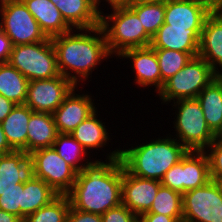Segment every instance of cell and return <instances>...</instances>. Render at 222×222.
I'll return each mask as SVG.
<instances>
[{
	"label": "cell",
	"instance_id": "cell-1",
	"mask_svg": "<svg viewBox=\"0 0 222 222\" xmlns=\"http://www.w3.org/2000/svg\"><path fill=\"white\" fill-rule=\"evenodd\" d=\"M106 154V162L92 160L77 173L72 189L66 194L74 209L102 215L122 203L120 147Z\"/></svg>",
	"mask_w": 222,
	"mask_h": 222
},
{
	"label": "cell",
	"instance_id": "cell-2",
	"mask_svg": "<svg viewBox=\"0 0 222 222\" xmlns=\"http://www.w3.org/2000/svg\"><path fill=\"white\" fill-rule=\"evenodd\" d=\"M51 40L56 52L59 73L76 86L90 79L89 76L97 70V65L102 61L112 58L100 25L87 29H73L52 37Z\"/></svg>",
	"mask_w": 222,
	"mask_h": 222
},
{
	"label": "cell",
	"instance_id": "cell-3",
	"mask_svg": "<svg viewBox=\"0 0 222 222\" xmlns=\"http://www.w3.org/2000/svg\"><path fill=\"white\" fill-rule=\"evenodd\" d=\"M164 137L152 138L151 142H142L139 146L134 145L125 150L120 148L123 167L137 177L161 181L165 173L188 151L170 133Z\"/></svg>",
	"mask_w": 222,
	"mask_h": 222
},
{
	"label": "cell",
	"instance_id": "cell-4",
	"mask_svg": "<svg viewBox=\"0 0 222 222\" xmlns=\"http://www.w3.org/2000/svg\"><path fill=\"white\" fill-rule=\"evenodd\" d=\"M111 13L100 11V27L111 56L132 48L148 47L152 37L145 31L137 14L127 6L111 7Z\"/></svg>",
	"mask_w": 222,
	"mask_h": 222
},
{
	"label": "cell",
	"instance_id": "cell-5",
	"mask_svg": "<svg viewBox=\"0 0 222 222\" xmlns=\"http://www.w3.org/2000/svg\"><path fill=\"white\" fill-rule=\"evenodd\" d=\"M176 119L173 128L174 136L187 150L204 151L216 135L207 126L200 103L195 99H180L171 103ZM177 112V113H176Z\"/></svg>",
	"mask_w": 222,
	"mask_h": 222
},
{
	"label": "cell",
	"instance_id": "cell-6",
	"mask_svg": "<svg viewBox=\"0 0 222 222\" xmlns=\"http://www.w3.org/2000/svg\"><path fill=\"white\" fill-rule=\"evenodd\" d=\"M215 78L217 72L203 58L197 56L168 79L157 95L163 105L180 99H195Z\"/></svg>",
	"mask_w": 222,
	"mask_h": 222
},
{
	"label": "cell",
	"instance_id": "cell-7",
	"mask_svg": "<svg viewBox=\"0 0 222 222\" xmlns=\"http://www.w3.org/2000/svg\"><path fill=\"white\" fill-rule=\"evenodd\" d=\"M8 62L29 81L60 75L56 52L48 37L41 42L12 46Z\"/></svg>",
	"mask_w": 222,
	"mask_h": 222
},
{
	"label": "cell",
	"instance_id": "cell-8",
	"mask_svg": "<svg viewBox=\"0 0 222 222\" xmlns=\"http://www.w3.org/2000/svg\"><path fill=\"white\" fill-rule=\"evenodd\" d=\"M0 29L12 46L44 41L47 37L21 0L0 2Z\"/></svg>",
	"mask_w": 222,
	"mask_h": 222
},
{
	"label": "cell",
	"instance_id": "cell-9",
	"mask_svg": "<svg viewBox=\"0 0 222 222\" xmlns=\"http://www.w3.org/2000/svg\"><path fill=\"white\" fill-rule=\"evenodd\" d=\"M210 178L209 159L205 151L188 150L161 180V185L182 195L206 185Z\"/></svg>",
	"mask_w": 222,
	"mask_h": 222
},
{
	"label": "cell",
	"instance_id": "cell-10",
	"mask_svg": "<svg viewBox=\"0 0 222 222\" xmlns=\"http://www.w3.org/2000/svg\"><path fill=\"white\" fill-rule=\"evenodd\" d=\"M36 178L44 180L58 195H66L76 181L77 171L66 163L52 147L29 154Z\"/></svg>",
	"mask_w": 222,
	"mask_h": 222
},
{
	"label": "cell",
	"instance_id": "cell-11",
	"mask_svg": "<svg viewBox=\"0 0 222 222\" xmlns=\"http://www.w3.org/2000/svg\"><path fill=\"white\" fill-rule=\"evenodd\" d=\"M183 222H222V193L216 181L182 195Z\"/></svg>",
	"mask_w": 222,
	"mask_h": 222
},
{
	"label": "cell",
	"instance_id": "cell-12",
	"mask_svg": "<svg viewBox=\"0 0 222 222\" xmlns=\"http://www.w3.org/2000/svg\"><path fill=\"white\" fill-rule=\"evenodd\" d=\"M76 87L61 74L49 79L29 81L25 105L34 112L53 114Z\"/></svg>",
	"mask_w": 222,
	"mask_h": 222
},
{
	"label": "cell",
	"instance_id": "cell-13",
	"mask_svg": "<svg viewBox=\"0 0 222 222\" xmlns=\"http://www.w3.org/2000/svg\"><path fill=\"white\" fill-rule=\"evenodd\" d=\"M160 186L161 181L137 177L123 167L122 204L137 216L147 213Z\"/></svg>",
	"mask_w": 222,
	"mask_h": 222
},
{
	"label": "cell",
	"instance_id": "cell-14",
	"mask_svg": "<svg viewBox=\"0 0 222 222\" xmlns=\"http://www.w3.org/2000/svg\"><path fill=\"white\" fill-rule=\"evenodd\" d=\"M77 88H74L63 103L53 112L58 133L70 134L97 109L91 94L89 95L85 91L83 94H76Z\"/></svg>",
	"mask_w": 222,
	"mask_h": 222
},
{
	"label": "cell",
	"instance_id": "cell-15",
	"mask_svg": "<svg viewBox=\"0 0 222 222\" xmlns=\"http://www.w3.org/2000/svg\"><path fill=\"white\" fill-rule=\"evenodd\" d=\"M119 59H128L131 63L132 72L135 73L134 80L138 87H155V93L161 90V73L155 50L151 47L132 48L123 51Z\"/></svg>",
	"mask_w": 222,
	"mask_h": 222
},
{
	"label": "cell",
	"instance_id": "cell-16",
	"mask_svg": "<svg viewBox=\"0 0 222 222\" xmlns=\"http://www.w3.org/2000/svg\"><path fill=\"white\" fill-rule=\"evenodd\" d=\"M212 11L196 0H171L165 3L164 23L168 28L203 29Z\"/></svg>",
	"mask_w": 222,
	"mask_h": 222
},
{
	"label": "cell",
	"instance_id": "cell-17",
	"mask_svg": "<svg viewBox=\"0 0 222 222\" xmlns=\"http://www.w3.org/2000/svg\"><path fill=\"white\" fill-rule=\"evenodd\" d=\"M34 177L33 162L26 152L0 155V192L19 189Z\"/></svg>",
	"mask_w": 222,
	"mask_h": 222
},
{
	"label": "cell",
	"instance_id": "cell-18",
	"mask_svg": "<svg viewBox=\"0 0 222 222\" xmlns=\"http://www.w3.org/2000/svg\"><path fill=\"white\" fill-rule=\"evenodd\" d=\"M202 30L168 28V24L163 23L152 37L150 46L153 49H169L189 53L194 58L198 56Z\"/></svg>",
	"mask_w": 222,
	"mask_h": 222
},
{
	"label": "cell",
	"instance_id": "cell-19",
	"mask_svg": "<svg viewBox=\"0 0 222 222\" xmlns=\"http://www.w3.org/2000/svg\"><path fill=\"white\" fill-rule=\"evenodd\" d=\"M72 29H87L100 25V10L96 0H50Z\"/></svg>",
	"mask_w": 222,
	"mask_h": 222
},
{
	"label": "cell",
	"instance_id": "cell-20",
	"mask_svg": "<svg viewBox=\"0 0 222 222\" xmlns=\"http://www.w3.org/2000/svg\"><path fill=\"white\" fill-rule=\"evenodd\" d=\"M198 56L203 58L217 73L222 71V17L213 11L204 22Z\"/></svg>",
	"mask_w": 222,
	"mask_h": 222
},
{
	"label": "cell",
	"instance_id": "cell-21",
	"mask_svg": "<svg viewBox=\"0 0 222 222\" xmlns=\"http://www.w3.org/2000/svg\"><path fill=\"white\" fill-rule=\"evenodd\" d=\"M38 22L46 37L52 38L67 33L72 28L65 22L61 12L50 0H21Z\"/></svg>",
	"mask_w": 222,
	"mask_h": 222
},
{
	"label": "cell",
	"instance_id": "cell-22",
	"mask_svg": "<svg viewBox=\"0 0 222 222\" xmlns=\"http://www.w3.org/2000/svg\"><path fill=\"white\" fill-rule=\"evenodd\" d=\"M27 129V154L52 147L58 135L53 114L50 113L33 112Z\"/></svg>",
	"mask_w": 222,
	"mask_h": 222
},
{
	"label": "cell",
	"instance_id": "cell-23",
	"mask_svg": "<svg viewBox=\"0 0 222 222\" xmlns=\"http://www.w3.org/2000/svg\"><path fill=\"white\" fill-rule=\"evenodd\" d=\"M33 112L25 104L15 105L1 122L6 139L14 151H24L27 153V126Z\"/></svg>",
	"mask_w": 222,
	"mask_h": 222
},
{
	"label": "cell",
	"instance_id": "cell-24",
	"mask_svg": "<svg viewBox=\"0 0 222 222\" xmlns=\"http://www.w3.org/2000/svg\"><path fill=\"white\" fill-rule=\"evenodd\" d=\"M99 115L96 109L70 133L87 152L91 149L92 151L98 148L101 150L108 146L109 140H112L106 128L108 126L102 123L100 117L98 119Z\"/></svg>",
	"mask_w": 222,
	"mask_h": 222
},
{
	"label": "cell",
	"instance_id": "cell-25",
	"mask_svg": "<svg viewBox=\"0 0 222 222\" xmlns=\"http://www.w3.org/2000/svg\"><path fill=\"white\" fill-rule=\"evenodd\" d=\"M211 131L219 136L222 132V82L215 78L196 97Z\"/></svg>",
	"mask_w": 222,
	"mask_h": 222
},
{
	"label": "cell",
	"instance_id": "cell-26",
	"mask_svg": "<svg viewBox=\"0 0 222 222\" xmlns=\"http://www.w3.org/2000/svg\"><path fill=\"white\" fill-rule=\"evenodd\" d=\"M29 80L9 62L0 63V95L16 105L25 104Z\"/></svg>",
	"mask_w": 222,
	"mask_h": 222
},
{
	"label": "cell",
	"instance_id": "cell-27",
	"mask_svg": "<svg viewBox=\"0 0 222 222\" xmlns=\"http://www.w3.org/2000/svg\"><path fill=\"white\" fill-rule=\"evenodd\" d=\"M58 194L42 179L34 177L23 184L22 193V221L26 216L34 213L54 200Z\"/></svg>",
	"mask_w": 222,
	"mask_h": 222
},
{
	"label": "cell",
	"instance_id": "cell-28",
	"mask_svg": "<svg viewBox=\"0 0 222 222\" xmlns=\"http://www.w3.org/2000/svg\"><path fill=\"white\" fill-rule=\"evenodd\" d=\"M53 148L56 150L59 156L77 172H81L83 168L92 160L89 152H87L83 146L69 133H58L56 140L53 143ZM85 157H89L90 159Z\"/></svg>",
	"mask_w": 222,
	"mask_h": 222
},
{
	"label": "cell",
	"instance_id": "cell-29",
	"mask_svg": "<svg viewBox=\"0 0 222 222\" xmlns=\"http://www.w3.org/2000/svg\"><path fill=\"white\" fill-rule=\"evenodd\" d=\"M144 214L166 215L183 222L182 194L161 185L150 210Z\"/></svg>",
	"mask_w": 222,
	"mask_h": 222
},
{
	"label": "cell",
	"instance_id": "cell-30",
	"mask_svg": "<svg viewBox=\"0 0 222 222\" xmlns=\"http://www.w3.org/2000/svg\"><path fill=\"white\" fill-rule=\"evenodd\" d=\"M128 6L137 14L145 31L153 37L164 23L165 3L136 0Z\"/></svg>",
	"mask_w": 222,
	"mask_h": 222
},
{
	"label": "cell",
	"instance_id": "cell-31",
	"mask_svg": "<svg viewBox=\"0 0 222 222\" xmlns=\"http://www.w3.org/2000/svg\"><path fill=\"white\" fill-rule=\"evenodd\" d=\"M70 201L67 195H58L48 205L29 214L23 222H67Z\"/></svg>",
	"mask_w": 222,
	"mask_h": 222
},
{
	"label": "cell",
	"instance_id": "cell-32",
	"mask_svg": "<svg viewBox=\"0 0 222 222\" xmlns=\"http://www.w3.org/2000/svg\"><path fill=\"white\" fill-rule=\"evenodd\" d=\"M161 73V89L164 83L181 70L193 57L189 53L169 49H154Z\"/></svg>",
	"mask_w": 222,
	"mask_h": 222
},
{
	"label": "cell",
	"instance_id": "cell-33",
	"mask_svg": "<svg viewBox=\"0 0 222 222\" xmlns=\"http://www.w3.org/2000/svg\"><path fill=\"white\" fill-rule=\"evenodd\" d=\"M204 151L209 159L211 180L222 179V139L217 136Z\"/></svg>",
	"mask_w": 222,
	"mask_h": 222
},
{
	"label": "cell",
	"instance_id": "cell-34",
	"mask_svg": "<svg viewBox=\"0 0 222 222\" xmlns=\"http://www.w3.org/2000/svg\"><path fill=\"white\" fill-rule=\"evenodd\" d=\"M23 185L16 190L0 192V210L14 214L22 220Z\"/></svg>",
	"mask_w": 222,
	"mask_h": 222
},
{
	"label": "cell",
	"instance_id": "cell-35",
	"mask_svg": "<svg viewBox=\"0 0 222 222\" xmlns=\"http://www.w3.org/2000/svg\"><path fill=\"white\" fill-rule=\"evenodd\" d=\"M102 222H139V216L122 203L101 215Z\"/></svg>",
	"mask_w": 222,
	"mask_h": 222
},
{
	"label": "cell",
	"instance_id": "cell-36",
	"mask_svg": "<svg viewBox=\"0 0 222 222\" xmlns=\"http://www.w3.org/2000/svg\"><path fill=\"white\" fill-rule=\"evenodd\" d=\"M67 222H102L101 215L76 210L70 206Z\"/></svg>",
	"mask_w": 222,
	"mask_h": 222
},
{
	"label": "cell",
	"instance_id": "cell-37",
	"mask_svg": "<svg viewBox=\"0 0 222 222\" xmlns=\"http://www.w3.org/2000/svg\"><path fill=\"white\" fill-rule=\"evenodd\" d=\"M12 44L6 34L0 29V63L8 62Z\"/></svg>",
	"mask_w": 222,
	"mask_h": 222
},
{
	"label": "cell",
	"instance_id": "cell-38",
	"mask_svg": "<svg viewBox=\"0 0 222 222\" xmlns=\"http://www.w3.org/2000/svg\"><path fill=\"white\" fill-rule=\"evenodd\" d=\"M139 222H179L176 218L161 214H142Z\"/></svg>",
	"mask_w": 222,
	"mask_h": 222
},
{
	"label": "cell",
	"instance_id": "cell-39",
	"mask_svg": "<svg viewBox=\"0 0 222 222\" xmlns=\"http://www.w3.org/2000/svg\"><path fill=\"white\" fill-rule=\"evenodd\" d=\"M15 105L16 104H14L12 101L8 100L3 95H0V123L12 111Z\"/></svg>",
	"mask_w": 222,
	"mask_h": 222
},
{
	"label": "cell",
	"instance_id": "cell-40",
	"mask_svg": "<svg viewBox=\"0 0 222 222\" xmlns=\"http://www.w3.org/2000/svg\"><path fill=\"white\" fill-rule=\"evenodd\" d=\"M13 151L14 150L10 147L0 123V155L7 154Z\"/></svg>",
	"mask_w": 222,
	"mask_h": 222
},
{
	"label": "cell",
	"instance_id": "cell-41",
	"mask_svg": "<svg viewBox=\"0 0 222 222\" xmlns=\"http://www.w3.org/2000/svg\"><path fill=\"white\" fill-rule=\"evenodd\" d=\"M106 1L108 3V6L110 5V7H115V6H127L129 4H132L133 2H135L136 0H96L97 5L99 10H104V9H100V3L101 2Z\"/></svg>",
	"mask_w": 222,
	"mask_h": 222
},
{
	"label": "cell",
	"instance_id": "cell-42",
	"mask_svg": "<svg viewBox=\"0 0 222 222\" xmlns=\"http://www.w3.org/2000/svg\"><path fill=\"white\" fill-rule=\"evenodd\" d=\"M0 222H23L19 217L14 214L0 210Z\"/></svg>",
	"mask_w": 222,
	"mask_h": 222
},
{
	"label": "cell",
	"instance_id": "cell-43",
	"mask_svg": "<svg viewBox=\"0 0 222 222\" xmlns=\"http://www.w3.org/2000/svg\"><path fill=\"white\" fill-rule=\"evenodd\" d=\"M197 2L203 3L206 5L211 11H213L217 5L221 2V0H196Z\"/></svg>",
	"mask_w": 222,
	"mask_h": 222
},
{
	"label": "cell",
	"instance_id": "cell-44",
	"mask_svg": "<svg viewBox=\"0 0 222 222\" xmlns=\"http://www.w3.org/2000/svg\"><path fill=\"white\" fill-rule=\"evenodd\" d=\"M213 12L215 14H217L218 16L222 17V0L221 2L217 5V7L213 10Z\"/></svg>",
	"mask_w": 222,
	"mask_h": 222
},
{
	"label": "cell",
	"instance_id": "cell-45",
	"mask_svg": "<svg viewBox=\"0 0 222 222\" xmlns=\"http://www.w3.org/2000/svg\"><path fill=\"white\" fill-rule=\"evenodd\" d=\"M143 1H148V2H164V3H166L167 1H171V0H143Z\"/></svg>",
	"mask_w": 222,
	"mask_h": 222
},
{
	"label": "cell",
	"instance_id": "cell-46",
	"mask_svg": "<svg viewBox=\"0 0 222 222\" xmlns=\"http://www.w3.org/2000/svg\"><path fill=\"white\" fill-rule=\"evenodd\" d=\"M213 181H216V183L218 184L220 190H221V193H222V179L220 180H213Z\"/></svg>",
	"mask_w": 222,
	"mask_h": 222
},
{
	"label": "cell",
	"instance_id": "cell-47",
	"mask_svg": "<svg viewBox=\"0 0 222 222\" xmlns=\"http://www.w3.org/2000/svg\"><path fill=\"white\" fill-rule=\"evenodd\" d=\"M217 78L222 82V72L217 73Z\"/></svg>",
	"mask_w": 222,
	"mask_h": 222
}]
</instances>
